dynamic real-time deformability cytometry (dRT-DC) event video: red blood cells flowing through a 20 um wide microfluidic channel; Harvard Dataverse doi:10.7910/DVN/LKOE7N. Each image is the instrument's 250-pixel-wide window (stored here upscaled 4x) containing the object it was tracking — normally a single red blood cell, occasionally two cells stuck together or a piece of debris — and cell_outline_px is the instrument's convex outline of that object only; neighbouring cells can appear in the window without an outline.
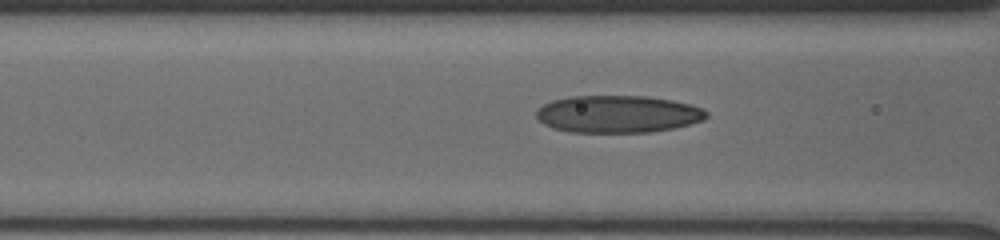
{"species": "human", "species_latin": "Homo sapiens", "temperature_condition": "cold", "stored_images_in_passage": 23, "camera_frame_rate_fps": 3000, "um_per_image_px": 0.085, "donor": {"sex": "male"}, "frame": {"image": 1, "passage_image": 6, "time_ms": 4.333, "image_size_px": [1000, 240], "cell_outline_px": [[708, 116], [704, 120], [676, 128], [648, 132], [568, 132], [552, 128], [544, 124], [536, 116], [536, 112], [544, 104], [552, 100], [572, 96], [648, 96], [672, 100], [688, 104], [700, 108], [708, 112]], "centroid_in_image_um": [52.52, 9.7], "position_along_channel_um": 114.1, "area_um2": 36.99}}
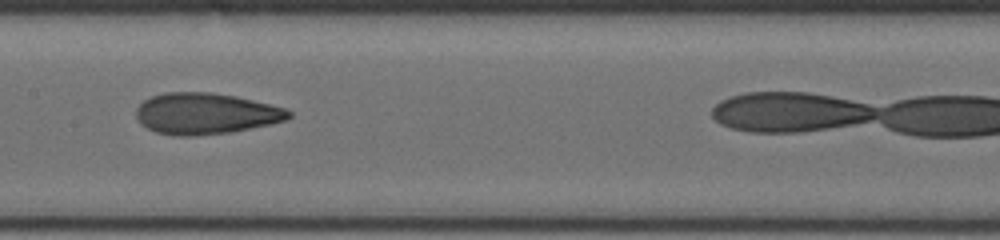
{"frame": {"image": 2, "passage_image": 11, "time_ms": 6.333, "image_size_px": [1000, 240], "cell_outline_px": [[292, 116], [284, 120], [268, 124], [228, 132], [192, 136], [176, 136], [156, 132], [140, 124], [136, 116], [136, 108], [144, 100], [152, 96], [164, 92], [212, 92], [236, 96], [284, 108], [292, 112]], "centroid_in_image_um": [17.43, 9.64], "position_along_channel_um": 190.0, "area_um2": 36.36}}
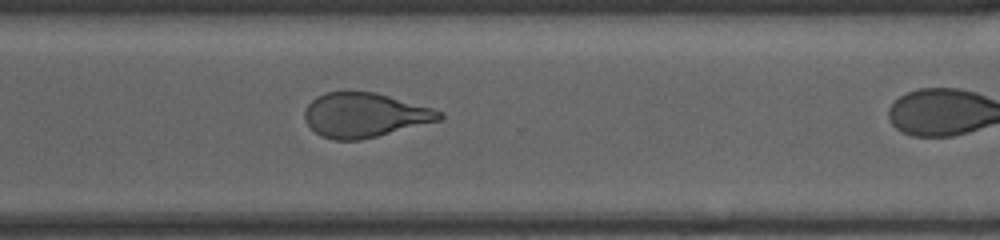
{"frame": {"image": 3, "passage_image": 22, "time_ms": 10.333, "image_size_px": [1000, 240], "cell_outline_px": [[444, 116], [440, 120], [360, 140], [332, 140], [320, 136], [304, 120], [304, 112], [308, 104], [316, 96], [328, 92], [376, 92], [432, 108], [444, 112]], "centroid_in_image_um": [30.98, 9.78], "position_along_channel_um": 339.6, "area_um2": 34.68}}